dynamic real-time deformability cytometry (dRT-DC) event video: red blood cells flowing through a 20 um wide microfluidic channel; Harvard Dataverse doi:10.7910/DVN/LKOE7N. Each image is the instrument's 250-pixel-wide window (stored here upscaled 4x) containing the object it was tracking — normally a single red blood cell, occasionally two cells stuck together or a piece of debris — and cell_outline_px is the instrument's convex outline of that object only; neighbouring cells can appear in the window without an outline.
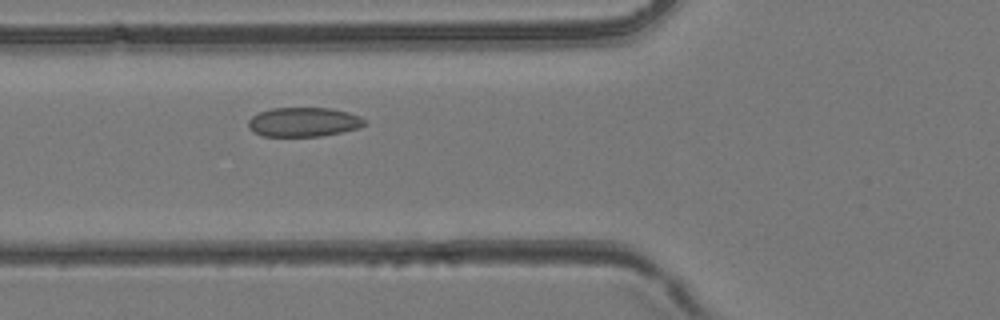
{"species": "common noctule bat (a hibernating species)", "species_latin": "Nyctalus noctula", "temperature_condition": "room temperature", "stored_images_in_passage": 32, "camera_frame_rate_fps": 3000, "um_per_image_px": 0.085, "animal": {"sex": "female", "body_mass_g": 24.6, "forearm_length_mm": 56.2}, "frame": {"image": 1, "passage_image": 5, "time_ms": 1.333, "image_size_px": [1000, 320], "cell_outline_px": [[364, 124], [360, 128], [320, 136], [264, 136], [252, 132], [248, 128], [248, 120], [252, 116], [260, 112], [272, 108], [332, 108], [348, 112], [360, 116], [364, 120]], "centroid_in_image_um": [25.78, 10.37], "position_along_channel_um": 100.0, "area_um2": 19.83}}
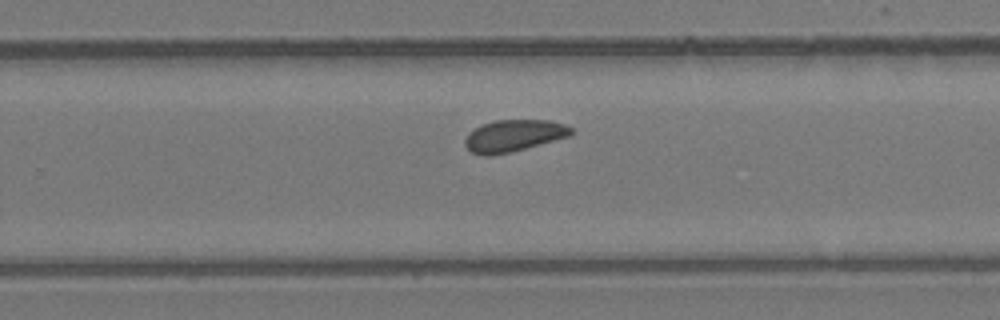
{"frame": {"image": 2, "passage_image": 17, "time_ms": 5.333, "image_size_px": [1000, 320], "cell_outline_px": [[576, 132], [568, 136], [512, 152], [492, 156], [484, 156], [472, 152], [464, 144], [464, 140], [468, 132], [484, 124], [496, 120], [548, 120], [564, 124], [576, 128]], "centroid_in_image_um": [43.68, 11.54], "position_along_channel_um": 286.1, "area_um2": 19.77}}
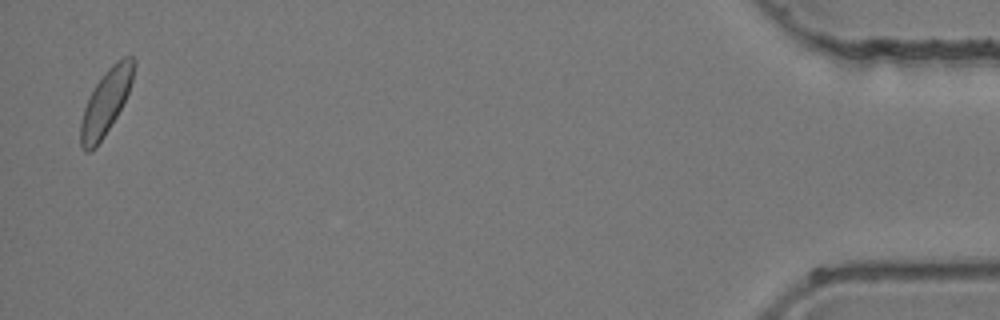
{"frame": {"image": 3, "passage_image": 32, "time_ms": 10.333, "image_size_px": [1000, 320], "cell_outline_px": [[136, 64], [132, 80], [128, 92], [116, 116], [104, 136], [96, 148], [92, 152], [84, 152], [80, 148], [80, 120], [84, 108], [96, 84], [104, 72], [112, 64], [124, 56], [132, 56], [136, 60]], "centroid_in_image_um": [8.98, 8.71], "position_along_channel_um": 426.2, "area_um2": 20.0}}